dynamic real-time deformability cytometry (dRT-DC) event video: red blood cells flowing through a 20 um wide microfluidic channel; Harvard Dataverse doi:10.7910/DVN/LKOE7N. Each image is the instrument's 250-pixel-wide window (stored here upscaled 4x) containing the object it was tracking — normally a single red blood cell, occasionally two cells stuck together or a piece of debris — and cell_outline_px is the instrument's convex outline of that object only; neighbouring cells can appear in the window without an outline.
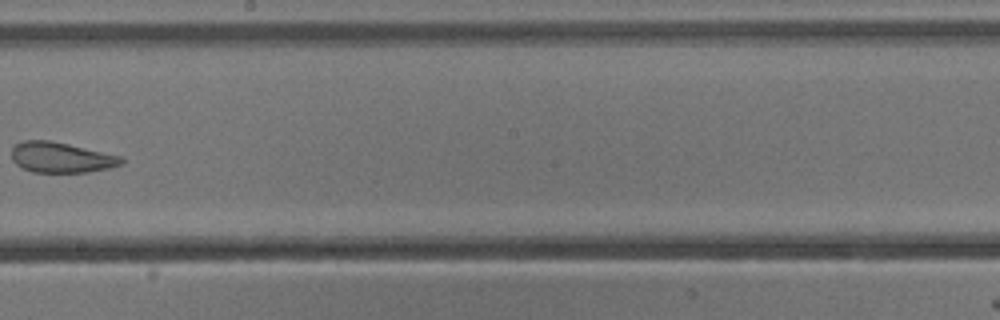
{"species": "common noctule bat (a hibernating species)", "species_latin": "Nyctalus noctula", "temperature_condition": "cold", "stored_images_in_passage": 10, "camera_frame_rate_fps": 3000, "um_per_image_px": 0.085, "animal": {"sex": "male", "body_mass_g": 13.3}, "frame": {"image": 1, "passage_image": 9, "time_ms": 2.667, "image_size_px": [1000, 320], "cell_outline_px": [[124, 160], [120, 164], [108, 168], [88, 172], [32, 172], [16, 164], [12, 160], [12, 148], [16, 144], [24, 140], [48, 140], [68, 144], [124, 156]], "centroid_in_image_um": [5.21, 13.38], "position_along_channel_um": 243.0, "area_um2": 19.42}}
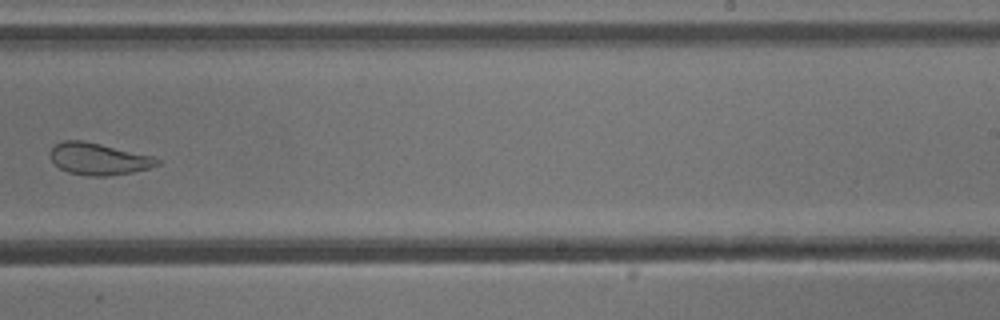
{"frame": {"image": 2, "passage_image": 10, "time_ms": 3.0, "image_size_px": [1000, 320], "cell_outline_px": [[160, 164], [148, 168], [132, 172], [108, 176], [88, 176], [68, 172], [60, 168], [52, 160], [48, 152], [56, 144], [64, 140], [84, 140], [152, 156], [160, 160]], "centroid_in_image_um": [8.35, 13.5], "position_along_channel_um": 280.6, "area_um2": 19.77}}